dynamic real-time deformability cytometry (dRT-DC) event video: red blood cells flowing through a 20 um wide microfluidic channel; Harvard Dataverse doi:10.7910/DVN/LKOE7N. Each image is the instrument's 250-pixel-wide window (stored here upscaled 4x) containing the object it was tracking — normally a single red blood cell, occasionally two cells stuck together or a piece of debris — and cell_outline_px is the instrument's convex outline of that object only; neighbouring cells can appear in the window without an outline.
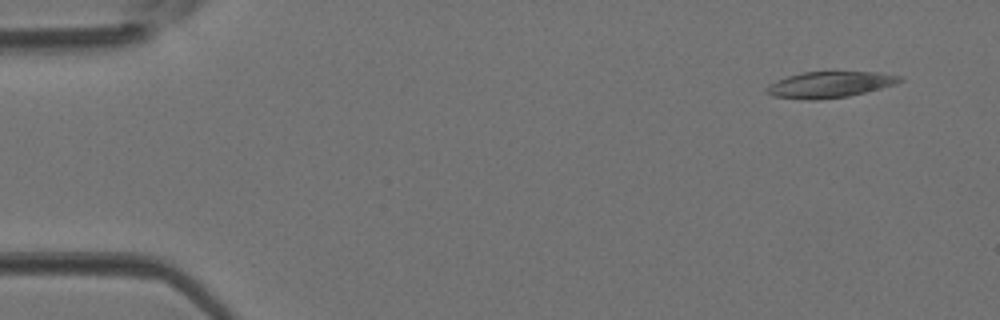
{"species": "Egyptian fruit bat (a non-hibernating species)", "species_latin": "Rousettus aegyptiacus", "temperature_condition": "room temperature", "stored_images_in_passage": 4, "camera_frame_rate_fps": 3000, "um_per_image_px": 0.085, "animal": {"sex": "female"}, "frame": {"image": 1, "passage_image": 1, "time_ms": 0.0, "image_size_px": [1000, 320], "cell_outline_px": [[904, 80], [880, 88], [848, 96], [816, 100], [808, 100], [772, 96], [764, 92], [764, 88], [768, 84], [776, 80], [788, 76], [804, 72], [880, 72], [904, 76]], "centroid_in_image_um": [70.48, 7.19], "position_along_channel_um": 14.5, "area_um2": 20.29}}